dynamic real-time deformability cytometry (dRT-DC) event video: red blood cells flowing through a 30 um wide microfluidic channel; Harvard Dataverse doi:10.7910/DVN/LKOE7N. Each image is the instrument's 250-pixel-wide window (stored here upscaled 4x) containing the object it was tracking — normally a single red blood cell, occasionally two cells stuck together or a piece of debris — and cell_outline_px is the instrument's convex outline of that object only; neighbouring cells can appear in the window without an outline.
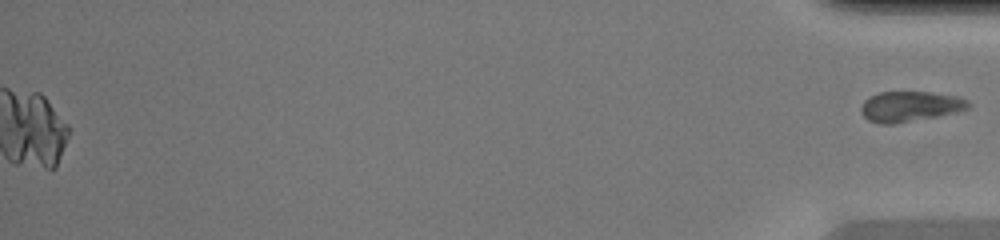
{"species": "common noctule bat (a hibernating species)", "species_latin": "Nyctalus noctula", "temperature_condition": "warm", "stored_images_in_passage": 45, "camera_frame_rate_fps": 3000, "um_per_image_px": 0.085, "animal": {"sex": "female", "body_mass_g": 20.0, "forearm_length_mm": 54.0}, "frame": {"image": 1, "passage_image": 45, "time_ms": 14.667, "image_size_px": [1000, 240], "cell_outline_px": [[972, 104], [968, 108], [956, 112], [896, 124], [880, 124], [868, 120], [860, 112], [860, 108], [864, 100], [868, 96], [880, 92], [932, 92], [956, 96], [968, 100]], "centroid_in_image_um": [77.32, 9.04], "position_along_channel_um": 357.9, "area_um2": 19.07}}